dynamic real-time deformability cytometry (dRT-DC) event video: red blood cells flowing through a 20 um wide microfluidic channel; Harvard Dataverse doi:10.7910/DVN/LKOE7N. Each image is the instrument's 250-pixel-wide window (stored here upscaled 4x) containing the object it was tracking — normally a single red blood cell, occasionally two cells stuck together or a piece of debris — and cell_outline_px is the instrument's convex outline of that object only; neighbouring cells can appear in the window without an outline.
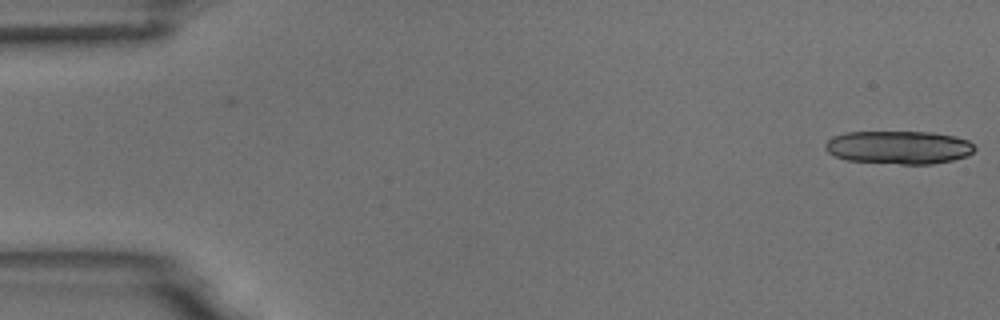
{"species": "common noctule bat (a hibernating species)", "species_latin": "Nyctalus noctula", "temperature_condition": "room temperature", "stored_images_in_passage": 2, "camera_frame_rate_fps": 3000, "um_per_image_px": 0.085, "animal": {"sex": "male", "body_mass_g": 18.8}, "frame": {"image": 1, "passage_image": 2, "time_ms": 1.333, "image_size_px": [1000, 320], "cell_outline_px": [[976, 148], [968, 156], [952, 160], [932, 164], [900, 164], [848, 160], [836, 156], [828, 152], [824, 148], [824, 144], [832, 136], [844, 132], [932, 132], [956, 136], [968, 140]], "centroid_in_image_um": [76.4, 12.52], "position_along_channel_um": 8.6, "area_um2": 29.02}}